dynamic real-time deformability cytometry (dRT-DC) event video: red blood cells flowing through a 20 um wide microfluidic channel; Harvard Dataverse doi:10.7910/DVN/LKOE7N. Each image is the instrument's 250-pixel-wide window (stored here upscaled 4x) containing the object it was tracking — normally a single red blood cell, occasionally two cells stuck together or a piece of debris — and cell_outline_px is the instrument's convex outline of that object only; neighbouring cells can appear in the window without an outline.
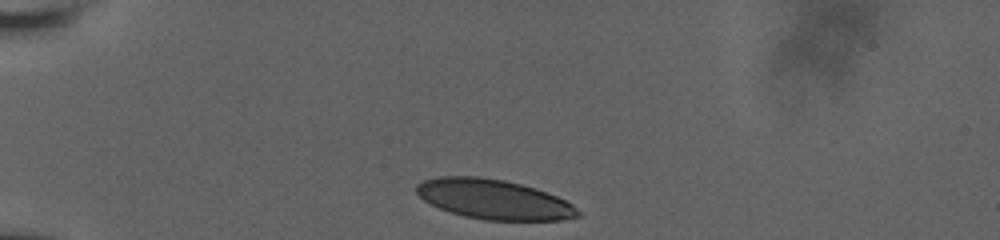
{"species": "human", "species_latin": "Homo sapiens", "temperature_condition": "room temperature", "stored_images_in_passage": 34, "camera_frame_rate_fps": 3000, "um_per_image_px": 0.085, "donor": {"sex": "male"}, "frame": {"image": 1, "passage_image": 1, "time_ms": 0.0, "image_size_px": [1000, 240], "cell_outline_px": [[580, 216], [560, 220], [484, 220], [464, 216], [440, 208], [424, 200], [416, 192], [416, 184], [424, 180], [440, 176], [480, 176], [504, 180], [536, 188], [556, 196], [572, 204], [580, 212]], "centroid_in_image_um": [41.97, 16.93], "position_along_channel_um": 43.0, "area_um2": 37.22}}
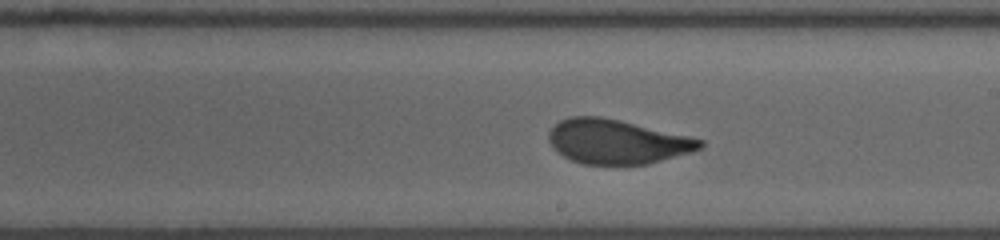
{"frame": {"image": 2, "passage_image": 20, "time_ms": 6.333, "image_size_px": [1000, 240], "cell_outline_px": [[704, 144], [700, 148], [692, 152], [648, 164], [580, 164], [564, 156], [548, 140], [548, 132], [560, 120], [572, 116], [600, 116], [620, 120], [688, 136], [704, 140]], "centroid_in_image_um": [52.45, 12.04], "position_along_channel_um": 236.5, "area_um2": 38.78}}
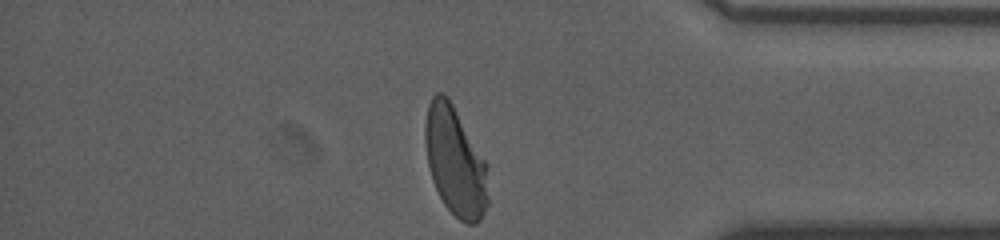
{"frame": {"image": 3, "passage_image": 34, "time_ms": 11.0, "image_size_px": [1000, 240], "cell_outline_px": [[488, 204], [480, 220], [476, 224], [468, 224], [460, 220], [444, 204], [432, 180], [428, 164], [424, 140], [424, 124], [428, 104], [432, 96], [436, 92], [440, 92], [448, 96], [488, 164]], "centroid_in_image_um": [38.7, 13.7], "position_along_channel_um": 396.5, "area_um2": 40.4}, "authors_computed_cell_mechanics": {"area_um2": 39.3618, "velocity_mm_per_s": 3.8172, "shape_relaxation_time_tau1_ms": 4.0225, "shape_relaxation_time_tau2_ms": null, "deformation_change_tau1": 0.1673, "deformation_change_tau2": null}}